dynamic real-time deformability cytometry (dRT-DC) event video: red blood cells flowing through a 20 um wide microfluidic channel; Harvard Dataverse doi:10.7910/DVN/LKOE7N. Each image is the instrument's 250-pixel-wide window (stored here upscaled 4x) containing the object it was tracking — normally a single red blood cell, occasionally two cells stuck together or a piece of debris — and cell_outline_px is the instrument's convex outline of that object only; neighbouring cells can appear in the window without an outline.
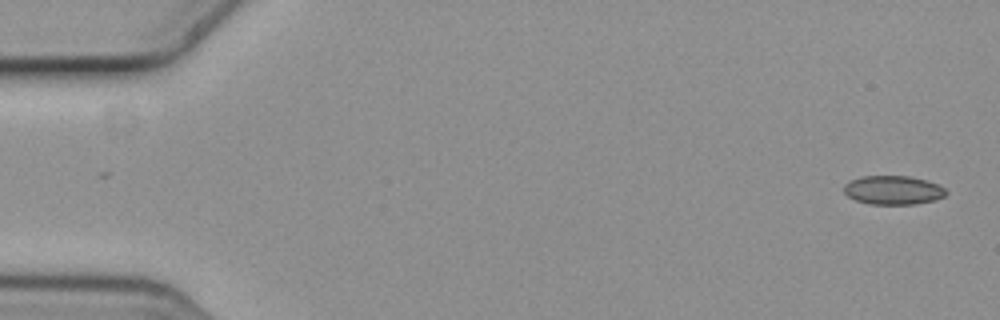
{"species": "common noctule bat (a hibernating species)", "species_latin": "Nyctalus noctula", "temperature_condition": "cold", "stored_images_in_passage": 6, "camera_frame_rate_fps": 3000, "um_per_image_px": 0.085, "animal": {"sex": "female", "body_mass_g": 19.3, "forearm_length_mm": 54.1}, "frame": {"image": 1, "passage_image": 1, "time_ms": 0.0, "image_size_px": [1000, 320], "cell_outline_px": [[948, 192], [944, 196], [936, 200], [916, 204], [868, 204], [856, 200], [848, 196], [844, 192], [844, 184], [860, 176], [908, 176], [924, 180], [936, 184], [944, 188]], "centroid_in_image_um": [75.91, 16.17], "position_along_channel_um": 9.1, "area_um2": 17.11}}
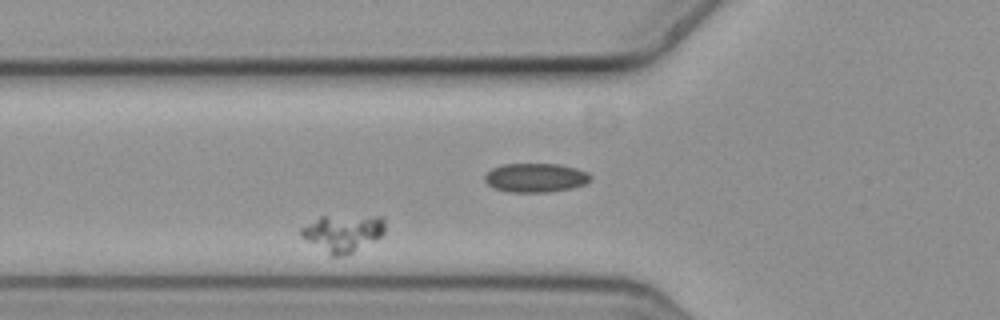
{"frame": {"image": 2, "passage_image": 6, "time_ms": 1.667, "image_size_px": [1000, 320], "cell_outline_px": [[384, 232], [376, 240], [348, 256], [332, 256], [304, 240], [300, 236], [300, 228], [320, 216], [384, 216]], "centroid_in_image_um": [29.13, 19.83], "position_along_channel_um": 96.7, "area_um2": 18.5}}